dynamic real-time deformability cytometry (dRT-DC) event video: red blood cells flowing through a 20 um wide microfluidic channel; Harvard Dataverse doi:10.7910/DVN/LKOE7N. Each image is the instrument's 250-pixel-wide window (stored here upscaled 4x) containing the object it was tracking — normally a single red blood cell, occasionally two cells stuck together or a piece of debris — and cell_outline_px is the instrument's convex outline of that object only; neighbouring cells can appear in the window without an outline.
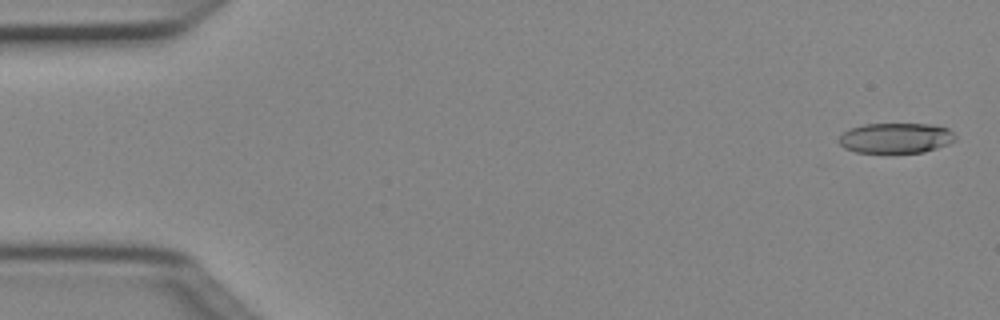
{"species": "Egyptian fruit bat (a non-hibernating species)", "species_latin": "Rousettus aegyptiacus", "temperature_condition": "cold", "stored_images_in_passage": 23, "camera_frame_rate_fps": 3000, "um_per_image_px": 0.085, "animal": {"sex": "female"}, "frame": {"image": 1, "passage_image": 2, "time_ms": 0.333, "image_size_px": [1000, 320], "cell_outline_px": [[956, 140], [948, 144], [924, 152], [856, 152], [844, 148], [840, 144], [840, 136], [844, 132], [852, 128], [864, 124], [928, 124], [948, 128], [956, 136]], "centroid_in_image_um": [76.17, 11.73], "position_along_channel_um": 8.8, "area_um2": 20.29}}
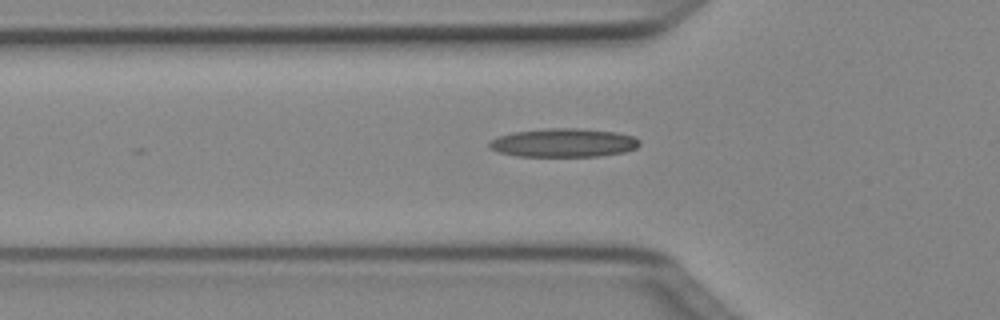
{"frame": {"image": 2, "passage_image": 17, "time_ms": 5.333, "image_size_px": [1000, 320], "cell_outline_px": [[640, 144], [636, 148], [624, 152], [600, 156], [516, 156], [500, 152], [488, 148], [488, 144], [496, 136], [512, 132], [548, 128], [580, 128], [616, 132], [632, 136], [640, 140]], "centroid_in_image_um": [47.89, 12.13], "position_along_channel_um": 77.9, "area_um2": 25.14}}
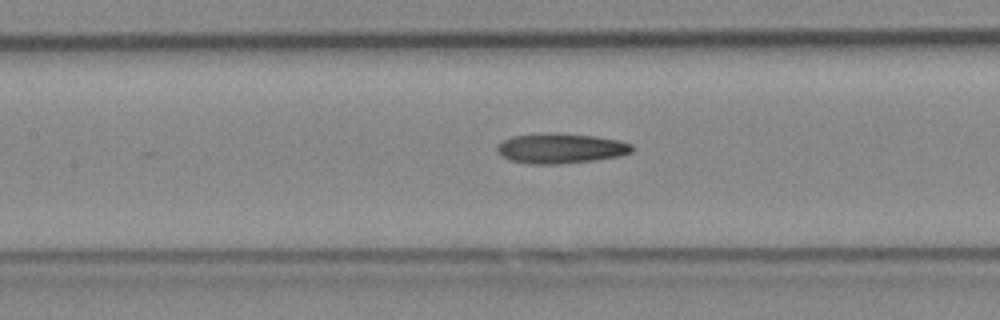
{"frame": {"image": 3, "passage_image": 23, "time_ms": 7.333, "image_size_px": [1000, 320], "cell_outline_px": [[632, 152], [620, 156], [596, 160], [556, 164], [528, 164], [508, 160], [496, 148], [496, 144], [512, 136], [560, 132], [596, 136], [620, 140], [632, 144]], "centroid_in_image_um": [47.68, 12.6], "position_along_channel_um": 159.7, "area_um2": 23.76}}